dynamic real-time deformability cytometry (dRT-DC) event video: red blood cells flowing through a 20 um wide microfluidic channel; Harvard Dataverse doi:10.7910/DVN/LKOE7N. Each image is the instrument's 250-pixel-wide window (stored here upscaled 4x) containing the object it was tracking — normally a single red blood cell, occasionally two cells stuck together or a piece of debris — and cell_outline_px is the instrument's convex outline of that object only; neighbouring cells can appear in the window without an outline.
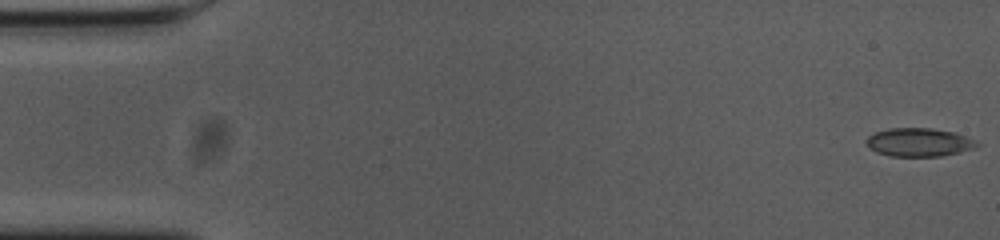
{"species": "common noctule bat (a hibernating species)", "species_latin": "Nyctalus noctula", "temperature_condition": "cold", "stored_images_in_passage": 55, "camera_frame_rate_fps": 3000, "um_per_image_px": 0.085, "animal": {"sex": "female", "body_mass_g": 23.0, "forearm_length_mm": 53.4}, "frame": {"image": 1, "passage_image": 1, "time_ms": 0.0, "image_size_px": [1000, 240], "cell_outline_px": [[980, 144], [976, 148], [960, 152], [940, 156], [888, 156], [876, 152], [868, 144], [868, 136], [876, 132], [888, 128], [932, 128], [956, 132], [976, 140]], "centroid_in_image_um": [78.18, 12.09], "position_along_channel_um": 6.8, "area_um2": 18.32}}
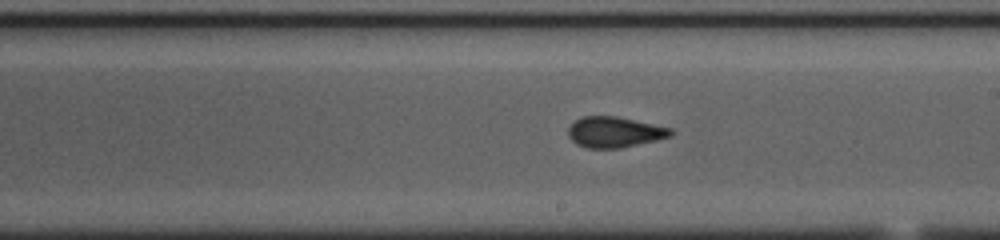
{"frame": {"image": 2, "passage_image": 31, "time_ms": 10.0, "image_size_px": [1000, 240], "cell_outline_px": [[676, 132], [672, 136], [656, 140], [620, 148], [588, 148], [576, 144], [568, 136], [568, 128], [580, 116], [616, 116], [672, 128]], "centroid_in_image_um": [52.25, 11.22], "position_along_channel_um": 236.7, "area_um2": 18.38}}
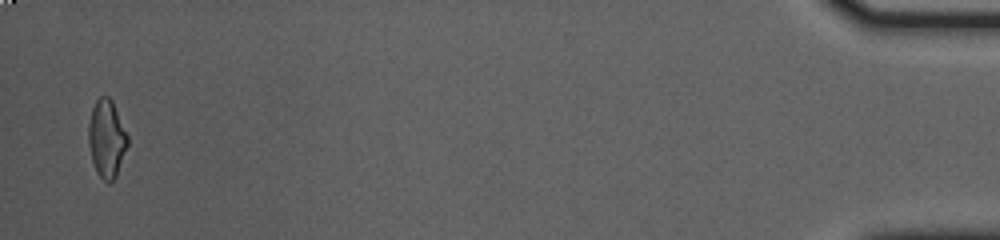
{"frame": {"image": 3, "passage_image": 54, "time_ms": 17.667, "image_size_px": [1000, 240], "cell_outline_px": [[128, 144], [116, 176], [108, 184], [96, 172], [92, 160], [88, 144], [88, 124], [92, 108], [96, 100], [100, 96], [108, 96], [112, 100], [128, 136]], "centroid_in_image_um": [9.05, 11.78], "position_along_channel_um": 426.1, "area_um2": 17.69}, "authors_computed_cell_mechanics": {"area_um2": 18.3226, "velocity_mm_per_s": 3.6854, "shape_relaxation_time_tau1_ms": 7.3356, "shape_relaxation_time_tau2_ms": 1.112, "deformation_change_tau1": 0.1831, "deformation_change_tau2": 0.0795}}